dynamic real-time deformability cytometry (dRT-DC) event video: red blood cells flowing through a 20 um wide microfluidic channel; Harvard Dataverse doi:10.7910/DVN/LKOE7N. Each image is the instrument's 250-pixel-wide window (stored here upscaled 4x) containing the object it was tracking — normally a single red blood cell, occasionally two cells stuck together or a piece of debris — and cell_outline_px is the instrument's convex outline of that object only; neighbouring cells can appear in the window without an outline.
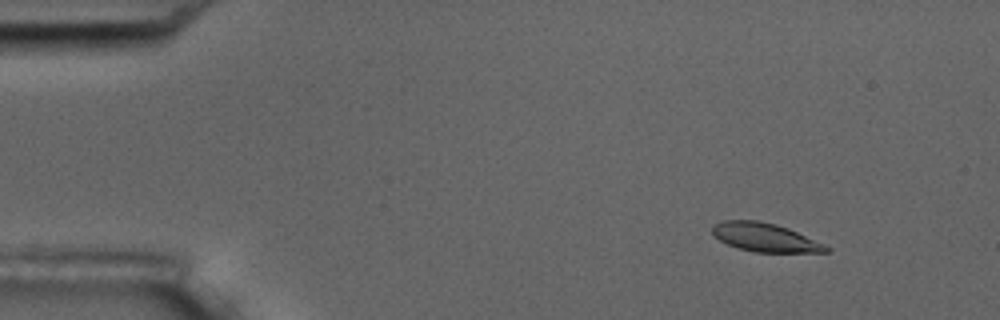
{"species": "common noctule bat (a hibernating species)", "species_latin": "Nyctalus noctula", "temperature_condition": "room temperature", "stored_images_in_passage": 5, "camera_frame_rate_fps": 3000, "um_per_image_px": 0.085, "animal": {"sex": "male", "body_mass_g": 17.5, "forearm_length_mm": 52.3}, "frame": {"image": 1, "passage_image": 2, "time_ms": 2.0, "image_size_px": [1000, 320], "cell_outline_px": [[832, 248], [828, 252], [756, 252], [736, 248], [712, 236], [712, 224], [724, 220], [760, 220], [776, 224], [788, 228], [824, 244]], "centroid_in_image_um": [64.99, 20.17], "position_along_channel_um": 20.0, "area_um2": 19.07}}
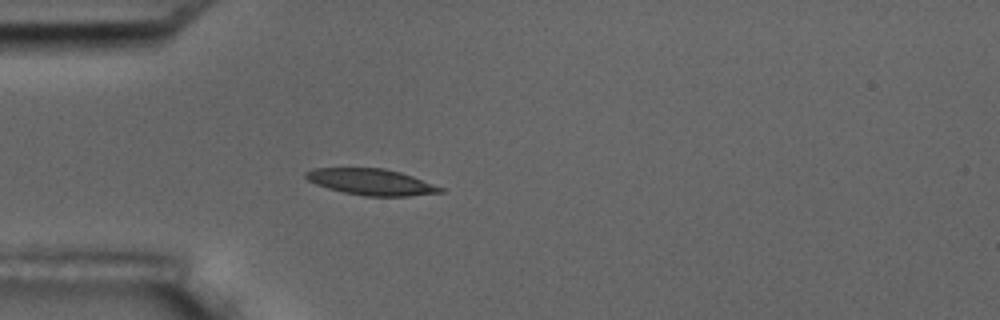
{"frame": {"image": 2, "passage_image": 5, "time_ms": 5.333, "image_size_px": [1000, 320], "cell_outline_px": [[444, 192], [408, 196], [364, 196], [344, 192], [328, 188], [316, 184], [308, 180], [304, 176], [304, 172], [312, 168], [384, 168], [400, 172], [412, 176], [444, 188]], "centroid_in_image_um": [31.54, 15.46], "position_along_channel_um": 53.5, "area_um2": 20.52}}